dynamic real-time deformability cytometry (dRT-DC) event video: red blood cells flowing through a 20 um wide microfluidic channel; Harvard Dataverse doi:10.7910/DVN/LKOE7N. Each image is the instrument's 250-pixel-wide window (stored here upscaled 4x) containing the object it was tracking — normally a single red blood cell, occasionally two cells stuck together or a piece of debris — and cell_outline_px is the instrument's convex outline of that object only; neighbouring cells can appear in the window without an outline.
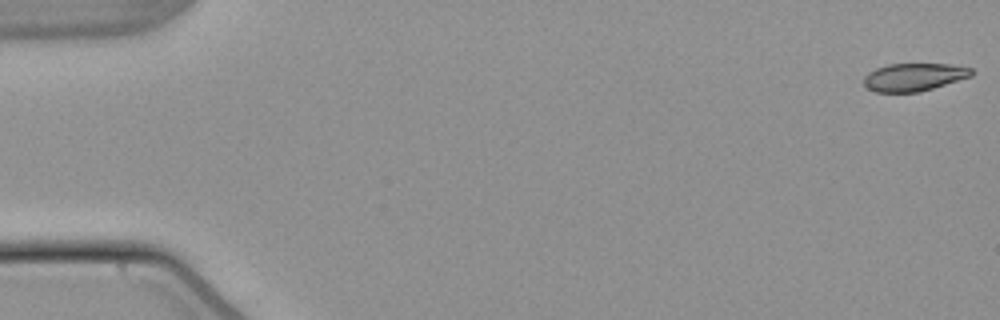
{"species": "common noctule bat (a hibernating species)", "species_latin": "Nyctalus noctula", "temperature_condition": "warm", "stored_images_in_passage": 54, "camera_frame_rate_fps": 3000, "um_per_image_px": 0.085, "animal": {"sex": "male", "body_mass_g": 21.5, "forearm_length_mm": 52.0}, "frame": {"image": 1, "passage_image": 1, "time_ms": 0.0, "image_size_px": [1000, 320], "cell_outline_px": [[972, 76], [920, 92], [876, 92], [868, 88], [864, 84], [864, 76], [868, 72], [876, 68], [888, 64], [948, 64], [972, 68]], "centroid_in_image_um": [77.67, 6.55], "position_along_channel_um": 7.3, "area_um2": 17.4}}
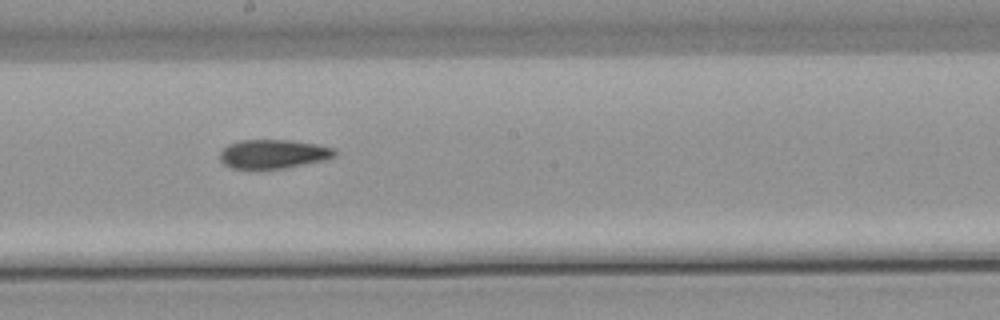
{"frame": {"image": 2, "passage_image": 30, "time_ms": 9.667, "image_size_px": [1000, 320], "cell_outline_px": [[336, 156], [324, 160], [284, 168], [232, 168], [224, 164], [220, 160], [220, 152], [228, 144], [240, 140], [292, 140], [316, 144], [332, 148], [336, 152]], "centroid_in_image_um": [23.22, 13.08], "position_along_channel_um": 225.0, "area_um2": 19.19}}
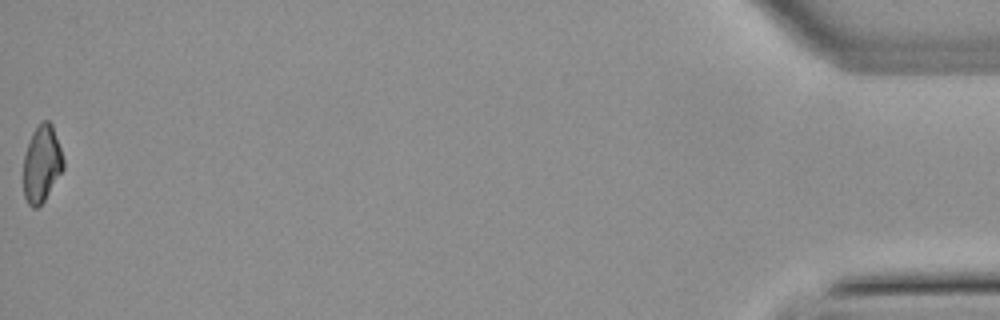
{"frame": {"image": 3, "passage_image": 54, "time_ms": 17.667, "image_size_px": [1000, 320], "cell_outline_px": [[64, 168], [44, 200], [36, 208], [32, 208], [28, 204], [24, 196], [24, 156], [32, 132], [44, 120], [48, 120], [52, 124], [64, 160]], "centroid_in_image_um": [3.55, 13.93], "position_along_channel_um": 431.7, "area_um2": 17.57}, "authors_computed_cell_mechanics": {"area_um2": 19.2185, "velocity_mm_per_s": 3.8389, "shape_relaxation_time_tau1_ms": null, "shape_relaxation_time_tau2_ms": 5.4969, "deformation_change_tau1": null, "deformation_change_tau2": 0.1199}}